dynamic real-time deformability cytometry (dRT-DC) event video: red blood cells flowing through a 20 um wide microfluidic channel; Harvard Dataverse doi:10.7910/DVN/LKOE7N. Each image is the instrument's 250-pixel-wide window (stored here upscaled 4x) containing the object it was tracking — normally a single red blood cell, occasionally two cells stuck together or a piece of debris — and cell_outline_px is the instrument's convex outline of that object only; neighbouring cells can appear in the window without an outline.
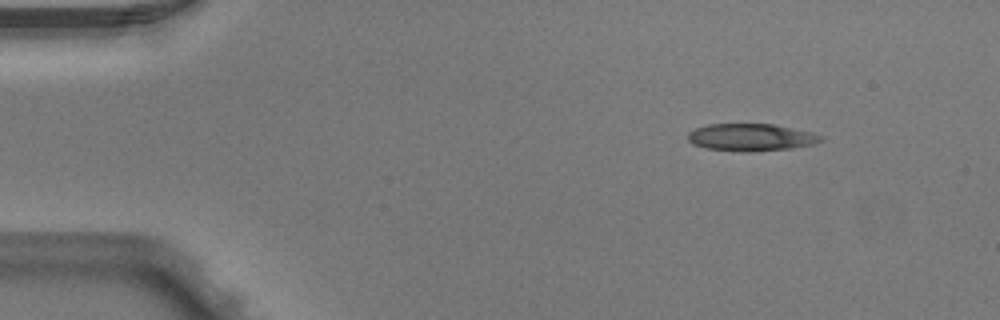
{"species": "Egyptian fruit bat (a non-hibernating species)", "species_latin": "Rousettus aegyptiacus", "temperature_condition": "warm", "stored_images_in_passage": 3, "camera_frame_rate_fps": 3000, "um_per_image_px": 0.085, "animal": {"sex": "male"}, "frame": {"image": 1, "passage_image": 1, "time_ms": 0.0, "image_size_px": [1000, 320], "cell_outline_px": [[824, 140], [816, 144], [792, 148], [748, 152], [744, 152], [708, 148], [692, 144], [688, 140], [688, 132], [696, 128], [708, 124], [772, 124], [812, 132], [824, 136]], "centroid_in_image_um": [63.87, 11.67], "position_along_channel_um": 21.1, "area_um2": 21.21}}